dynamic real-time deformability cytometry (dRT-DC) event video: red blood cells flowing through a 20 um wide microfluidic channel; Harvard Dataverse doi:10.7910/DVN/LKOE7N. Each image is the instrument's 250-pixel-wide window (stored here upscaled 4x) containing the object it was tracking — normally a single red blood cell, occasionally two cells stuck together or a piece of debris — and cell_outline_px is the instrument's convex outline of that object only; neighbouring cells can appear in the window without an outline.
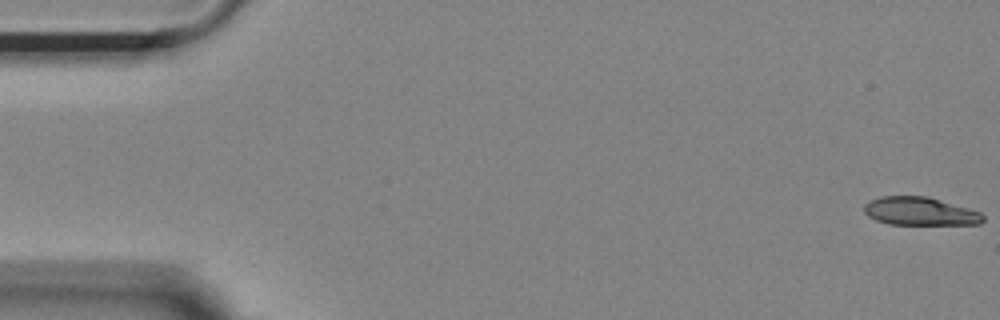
{"species": "Egyptian fruit bat (a non-hibernating species)", "species_latin": "Rousettus aegyptiacus", "temperature_condition": "room temperature", "stored_images_in_passage": 9, "camera_frame_rate_fps": 3000, "um_per_image_px": 0.085, "animal": {"sex": "female"}, "frame": {"image": 1, "passage_image": 1, "time_ms": 0.0, "image_size_px": [1000, 320], "cell_outline_px": [[984, 220], [980, 224], [888, 224], [876, 220], [868, 216], [864, 212], [864, 204], [880, 196], [928, 196], [968, 208], [980, 212], [984, 216]], "centroid_in_image_um": [78.19, 17.96], "position_along_channel_um": 6.8, "area_um2": 19.48}}